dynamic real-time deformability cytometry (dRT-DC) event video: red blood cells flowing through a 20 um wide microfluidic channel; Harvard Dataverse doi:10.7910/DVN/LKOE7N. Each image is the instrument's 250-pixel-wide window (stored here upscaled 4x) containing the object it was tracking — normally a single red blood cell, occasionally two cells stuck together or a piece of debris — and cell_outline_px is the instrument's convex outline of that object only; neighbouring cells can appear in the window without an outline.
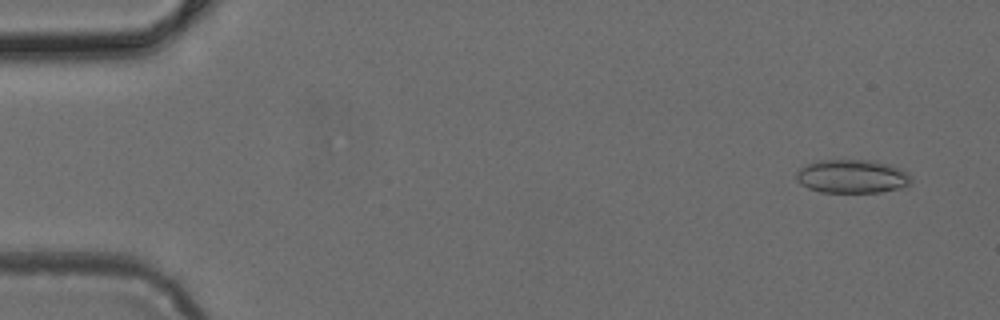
{"species": "common noctule bat (a hibernating species)", "species_latin": "Nyctalus noctula", "temperature_condition": "cold", "stored_images_in_passage": 32, "camera_frame_rate_fps": 3000, "um_per_image_px": 0.085, "animal": {"sex": "female", "body_mass_g": 24.6, "forearm_length_mm": 56.2}, "frame": {"image": 1, "passage_image": 3, "time_ms": 0.667, "image_size_px": [1000, 320], "cell_outline_px": [[912, 180], [908, 184], [900, 188], [880, 192], [820, 192], [808, 188], [800, 184], [796, 180], [796, 172], [800, 168], [816, 160], [876, 160], [892, 164], [908, 172], [912, 176]], "centroid_in_image_um": [72.44, 14.98], "position_along_channel_um": 12.6, "area_um2": 22.77}}
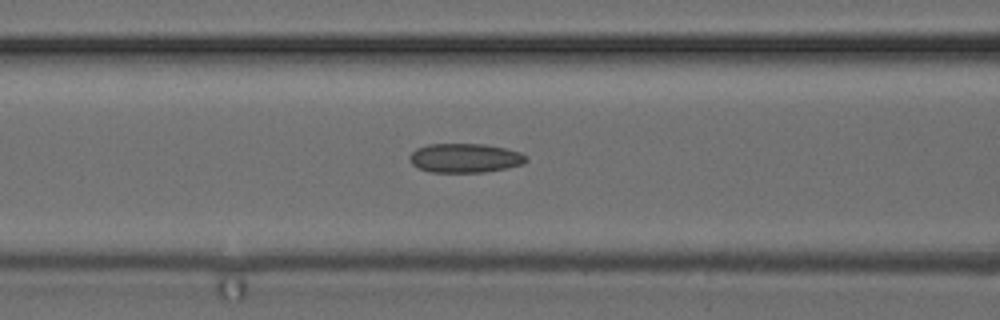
{"frame": {"image": 2, "passage_image": 20, "time_ms": 6.333, "image_size_px": [1000, 320], "cell_outline_px": [[528, 160], [520, 164], [504, 168], [484, 172], [432, 172], [416, 168], [408, 160], [408, 156], [416, 148], [428, 144], [484, 144], [504, 148], [520, 152], [528, 156]], "centroid_in_image_um": [39.47, 13.43], "position_along_channel_um": 127.1, "area_um2": 19.83}}
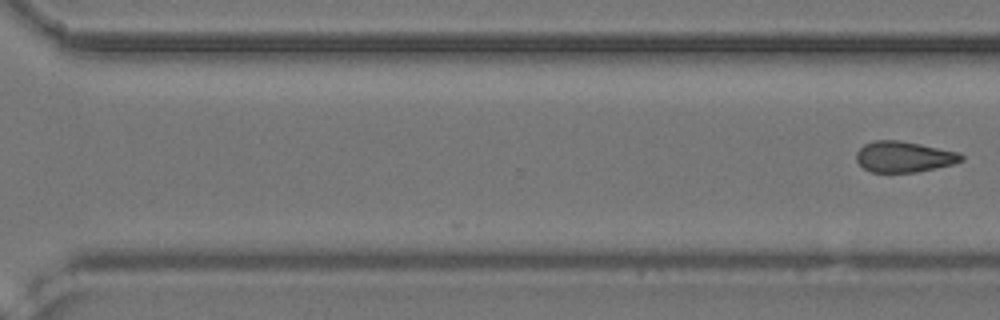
{"frame": {"image": 3, "passage_image": 32, "time_ms": 10.333, "image_size_px": [1000, 320], "cell_outline_px": [[964, 160], [956, 164], [916, 172], [872, 172], [864, 168], [856, 160], [856, 152], [864, 144], [876, 140], [900, 140], [960, 152], [964, 156]], "centroid_in_image_um": [76.87, 13.32], "position_along_channel_um": 293.7, "area_um2": 19.02}}